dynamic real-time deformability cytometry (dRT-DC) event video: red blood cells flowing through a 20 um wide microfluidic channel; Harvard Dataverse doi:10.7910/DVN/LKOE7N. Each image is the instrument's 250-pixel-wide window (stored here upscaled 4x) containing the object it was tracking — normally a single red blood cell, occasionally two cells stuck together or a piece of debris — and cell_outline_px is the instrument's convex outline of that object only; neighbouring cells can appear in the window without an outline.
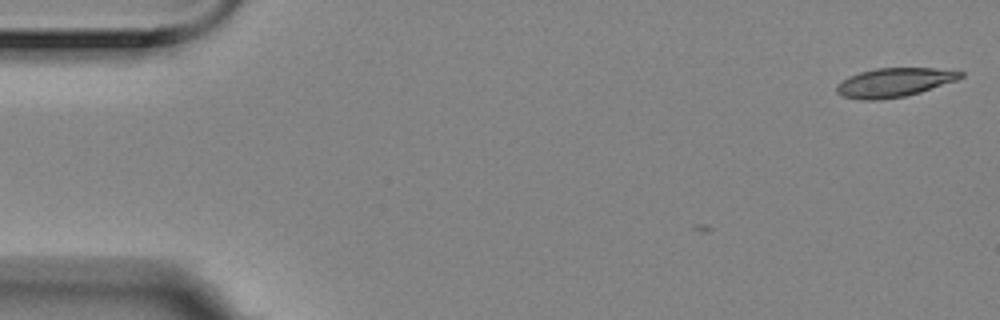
{"species": "Egyptian fruit bat (a non-hibernating species)", "species_latin": "Rousettus aegyptiacus", "temperature_condition": "room temperature", "stored_images_in_passage": 5, "camera_frame_rate_fps": 3000, "um_per_image_px": 0.085, "animal": {"sex": "female"}, "frame": {"image": 1, "passage_image": 1, "time_ms": 0.0, "image_size_px": [1000, 320], "cell_outline_px": [[964, 76], [956, 80], [920, 92], [904, 96], [880, 100], [860, 100], [840, 96], [836, 92], [836, 84], [840, 80], [848, 76], [860, 72], [876, 68], [936, 68], [964, 72]], "centroid_in_image_um": [75.94, 7.01], "position_along_channel_um": 9.1, "area_um2": 21.04}}
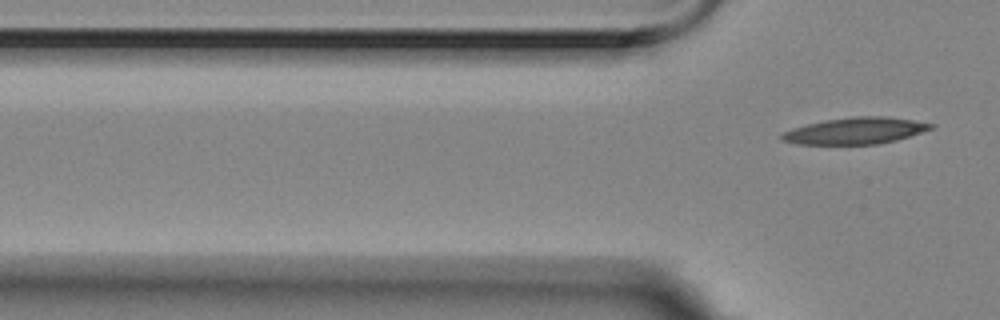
{"frame": {"image": 2, "passage_image": 5, "time_ms": 1.333, "image_size_px": [1000, 320], "cell_outline_px": [[936, 124], [932, 128], [896, 140], [880, 144], [796, 144], [780, 140], [780, 136], [784, 132], [792, 128], [824, 120], [852, 116], [884, 116], [912, 120]], "centroid_in_image_um": [72.67, 11.11], "position_along_channel_um": 53.1, "area_um2": 22.95}}